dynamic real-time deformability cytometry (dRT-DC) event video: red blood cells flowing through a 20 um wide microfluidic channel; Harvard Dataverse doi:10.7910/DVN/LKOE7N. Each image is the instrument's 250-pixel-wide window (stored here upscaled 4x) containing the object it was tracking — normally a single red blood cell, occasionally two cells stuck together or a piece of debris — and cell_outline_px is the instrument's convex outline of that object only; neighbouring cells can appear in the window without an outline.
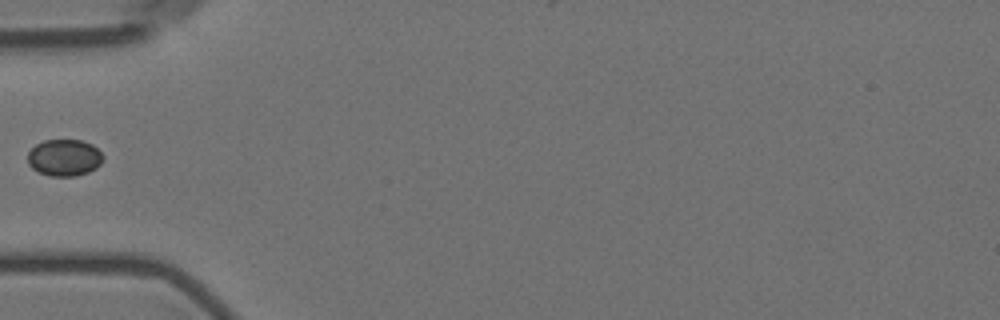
{"species": "Egyptian fruit bat (a non-hibernating species)", "species_latin": "Rousettus aegyptiacus", "temperature_condition": "room temperature", "stored_images_in_passage": 10, "camera_frame_rate_fps": 3000, "um_per_image_px": 0.085, "animal": {"sex": "female"}, "frame": {"image": 1, "passage_image": 6, "time_ms": 6.0, "image_size_px": [1000, 320], "cell_outline_px": [[104, 160], [96, 168], [88, 172], [76, 176], [48, 176], [32, 168], [28, 164], [28, 152], [36, 144], [44, 140], [80, 140], [92, 144], [104, 156]], "centroid_in_image_um": [5.47, 13.4], "position_along_channel_um": 79.5, "area_um2": 16.18}}
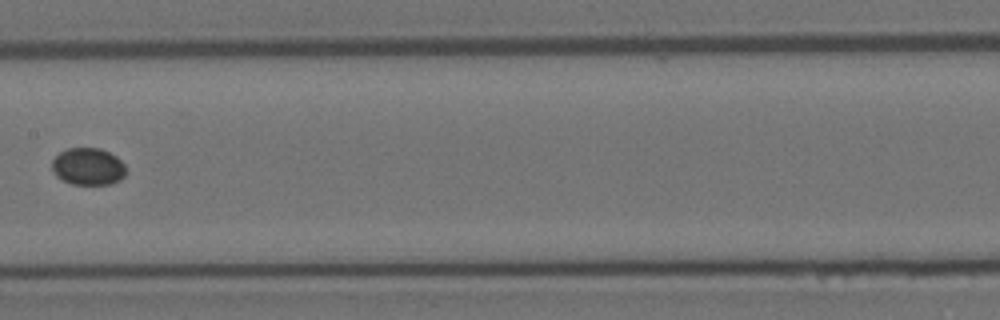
{"frame": {"image": 2, "passage_image": 9, "time_ms": 9.333, "image_size_px": [1000, 320], "cell_outline_px": [[124, 176], [120, 180], [112, 184], [72, 184], [56, 176], [52, 168], [52, 160], [60, 152], [68, 148], [100, 148], [116, 156], [124, 164]], "centroid_in_image_um": [7.48, 14.15], "position_along_channel_um": 199.9, "area_um2": 15.9}}
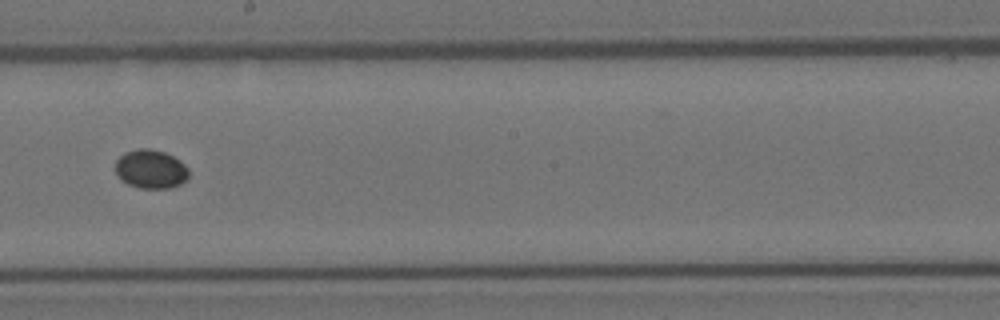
{"frame": {"image": 3, "passage_image": 10, "time_ms": 10.333, "image_size_px": [1000, 320], "cell_outline_px": [[188, 180], [180, 184], [168, 188], [140, 188], [128, 184], [120, 180], [116, 172], [116, 160], [124, 152], [140, 148], [148, 148], [164, 152], [172, 156], [184, 164], [188, 168]], "centroid_in_image_um": [12.8, 14.38], "position_along_channel_um": 235.4, "area_um2": 16.59}}